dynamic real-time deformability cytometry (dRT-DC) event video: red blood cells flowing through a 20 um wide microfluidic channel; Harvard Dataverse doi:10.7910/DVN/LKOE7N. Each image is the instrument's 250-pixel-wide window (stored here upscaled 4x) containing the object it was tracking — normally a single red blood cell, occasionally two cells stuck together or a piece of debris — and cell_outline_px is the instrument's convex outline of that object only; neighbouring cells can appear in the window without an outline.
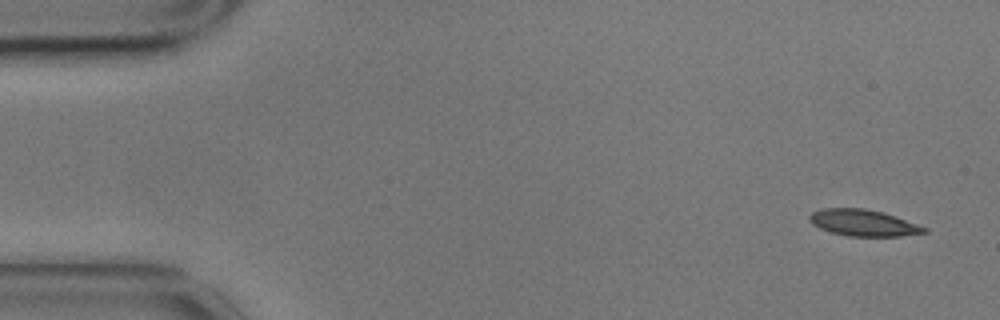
{"species": "common noctule bat (a hibernating species)", "species_latin": "Nyctalus noctula", "temperature_condition": "cold", "stored_images_in_passage": 5, "camera_frame_rate_fps": 3000, "um_per_image_px": 0.085, "animal": {"sex": "male", "body_mass_g": 17.9}, "frame": {"image": 1, "passage_image": 1, "time_ms": 0.0, "image_size_px": [1000, 320], "cell_outline_px": [[928, 232], [900, 236], [848, 236], [832, 232], [820, 228], [812, 224], [808, 220], [808, 216], [812, 212], [824, 208], [864, 208], [884, 212], [928, 228]], "centroid_in_image_um": [73.37, 18.93], "position_along_channel_um": 11.6, "area_um2": 17.69}}